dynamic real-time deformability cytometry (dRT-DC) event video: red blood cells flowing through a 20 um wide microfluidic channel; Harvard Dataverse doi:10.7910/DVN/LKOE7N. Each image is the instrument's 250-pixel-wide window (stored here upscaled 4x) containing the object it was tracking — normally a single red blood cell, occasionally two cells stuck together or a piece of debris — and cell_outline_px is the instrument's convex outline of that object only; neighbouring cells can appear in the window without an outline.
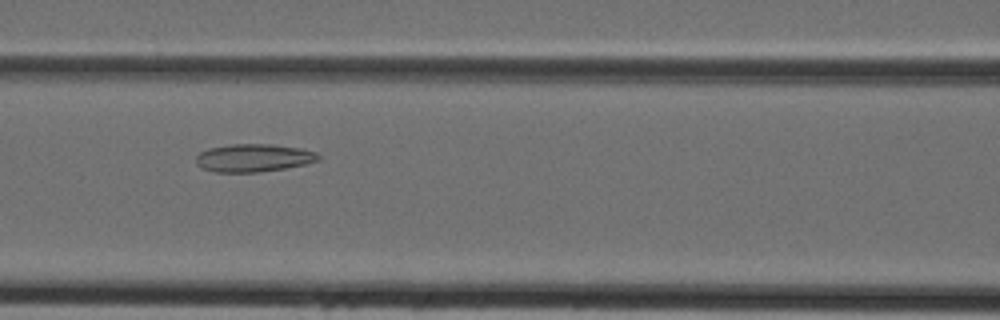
{"species": "Egyptian fruit bat (a non-hibernating species)", "species_latin": "Rousettus aegyptiacus", "temperature_condition": "cold", "stored_images_in_passage": 42, "camera_frame_rate_fps": 3000, "um_per_image_px": 0.085, "animal": {"sex": "female"}, "frame": {"image": 1, "passage_image": 17, "time_ms": 5.333, "image_size_px": [1000, 320], "cell_outline_px": [[320, 160], [304, 164], [284, 168], [260, 172], [216, 172], [200, 168], [196, 164], [196, 156], [200, 152], [208, 148], [232, 144], [272, 144], [300, 148], [316, 152], [320, 156]], "centroid_in_image_um": [21.53, 13.42], "position_along_channel_um": 145.1, "area_um2": 19.94}}
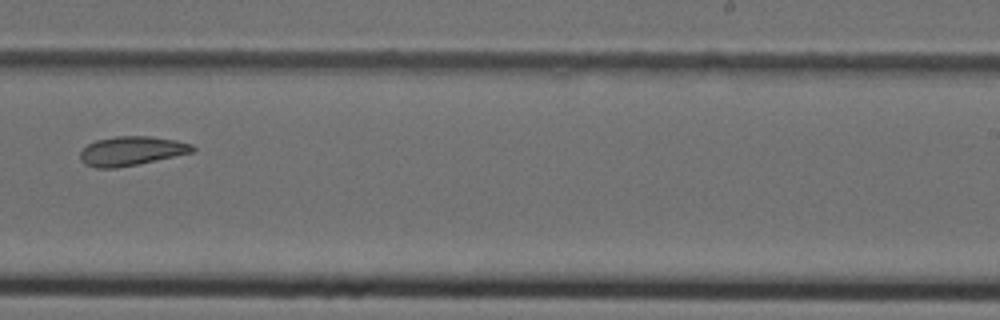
{"frame": {"image": 2, "passage_image": 26, "time_ms": 8.333, "image_size_px": [1000, 320], "cell_outline_px": [[196, 148], [192, 152], [136, 164], [116, 168], [96, 168], [84, 164], [80, 160], [80, 152], [88, 144], [96, 140], [116, 136], [148, 136], [176, 140], [192, 144]], "centroid_in_image_um": [11.13, 12.82], "position_along_channel_um": 277.9, "area_um2": 18.9}}
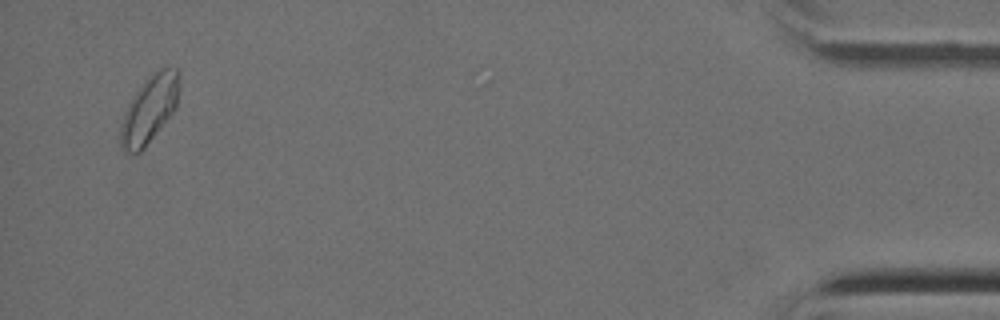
{"frame": {"image": 3, "passage_image": 41, "time_ms": 13.333, "image_size_px": [1000, 320], "cell_outline_px": [[180, 84], [176, 108], [144, 148], [140, 152], [124, 152], [120, 148], [120, 124], [124, 112], [132, 96], [144, 80], [160, 68], [180, 68]], "centroid_in_image_um": [12.7, 9.27], "position_along_channel_um": 422.5, "area_um2": 23.18}}